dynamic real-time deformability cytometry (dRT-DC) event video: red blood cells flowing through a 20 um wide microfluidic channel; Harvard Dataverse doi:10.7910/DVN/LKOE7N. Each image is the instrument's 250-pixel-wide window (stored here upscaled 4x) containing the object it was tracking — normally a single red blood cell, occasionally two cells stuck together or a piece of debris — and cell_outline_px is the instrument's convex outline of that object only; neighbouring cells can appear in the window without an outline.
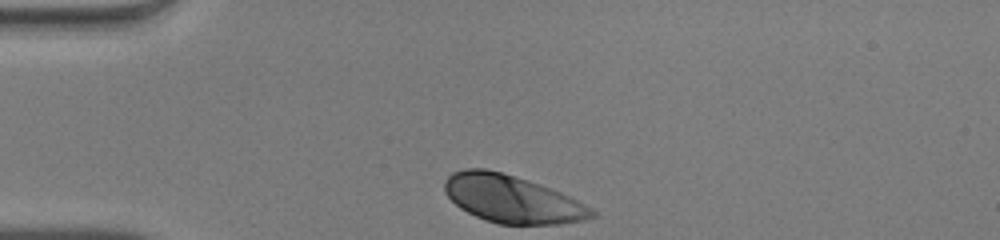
{"species": "human", "species_latin": "Homo sapiens", "temperature_condition": "warm", "stored_images_in_passage": 30, "camera_frame_rate_fps": 3000, "um_per_image_px": 0.085, "donor": {"sex": "male"}, "frame": {"image": 1, "passage_image": 1, "time_ms": 0.0, "image_size_px": [1000, 240], "cell_outline_px": [[596, 216], [580, 220], [556, 224], [496, 224], [484, 220], [460, 208], [444, 192], [444, 180], [452, 172], [464, 168], [484, 168], [500, 172], [528, 180], [540, 184], [560, 192], [592, 208], [596, 212]], "centroid_in_image_um": [43.48, 16.91], "position_along_channel_um": 41.5, "area_um2": 40.58}}
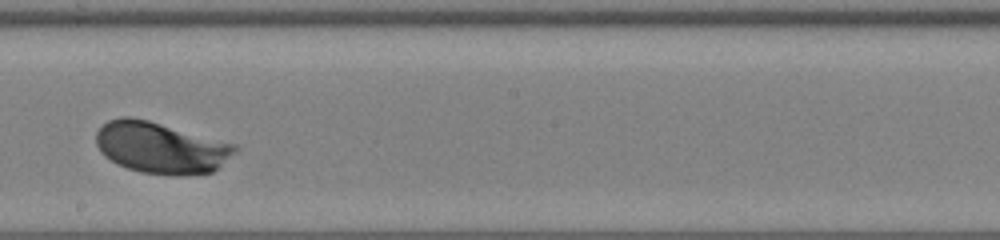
{"frame": {"image": 2, "passage_image": 18, "time_ms": 5.667, "image_size_px": [1000, 240], "cell_outline_px": [[240, 148], [236, 152], [212, 172], [188, 176], [180, 176], [140, 172], [116, 164], [104, 156], [100, 152], [96, 144], [96, 132], [108, 120], [120, 116], [128, 116], [148, 120], [236, 144]], "centroid_in_image_um": [13.66, 12.56], "position_along_channel_um": 234.5, "area_um2": 41.73}}
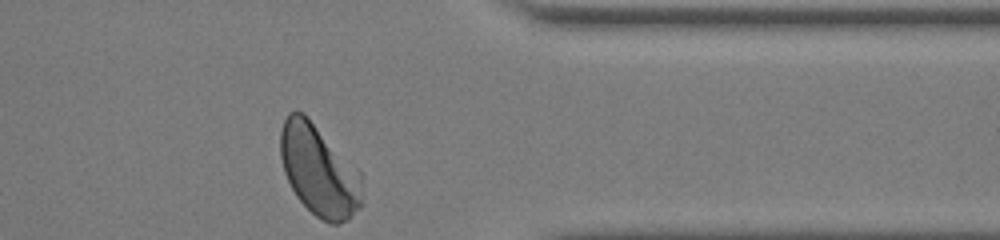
{"frame": {"image": 3, "passage_image": 30, "time_ms": 9.667, "image_size_px": [1000, 240], "cell_outline_px": [[364, 204], [348, 220], [340, 224], [328, 224], [316, 216], [296, 196], [284, 172], [280, 156], [280, 132], [284, 120], [288, 112], [304, 112], [360, 172]], "centroid_in_image_um": [27.13, 14.52], "position_along_channel_um": 384.3, "area_um2": 43.47}, "authors_computed_cell_mechanics": {"area_um2": 40.749, "velocity_mm_per_s": 4.0003, "shape_relaxation_time_tau1_ms": 1.5369, "shape_relaxation_time_tau2_ms": null, "deformation_change_tau1": 0.1261, "deformation_change_tau2": null}}